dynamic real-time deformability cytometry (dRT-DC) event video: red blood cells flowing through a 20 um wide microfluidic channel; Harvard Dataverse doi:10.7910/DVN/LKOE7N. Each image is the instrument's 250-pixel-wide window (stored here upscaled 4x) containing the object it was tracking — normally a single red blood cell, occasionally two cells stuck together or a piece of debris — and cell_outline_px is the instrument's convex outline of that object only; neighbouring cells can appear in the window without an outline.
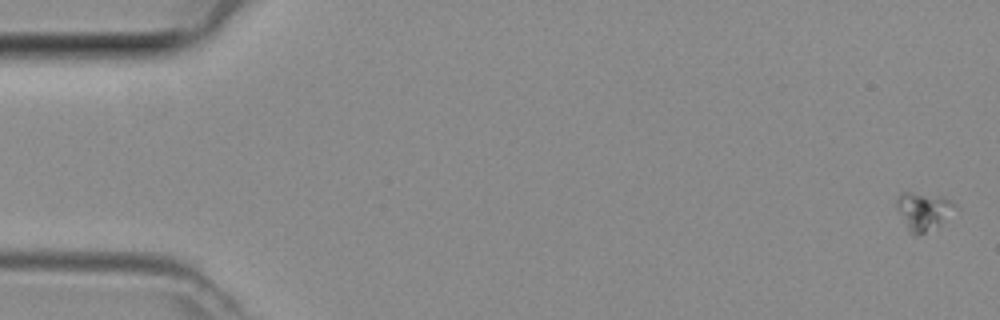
{"species": "common noctule bat (a hibernating species)", "species_latin": "Nyctalus noctula", "temperature_condition": "room temperature", "stored_images_in_passage": 3, "camera_frame_rate_fps": 3000, "um_per_image_px": 0.085, "animal": {"sex": "female", "body_mass_g": 29.2, "forearm_length_mm": 56.3}, "frame": {"image": 1, "passage_image": 1, "time_ms": 0.0, "image_size_px": [1000, 320], "cell_outline_px": [[956, 204], [940, 224], [924, 232], [908, 232], [896, 204], [896, 200], [900, 192], [912, 192], [948, 200]], "centroid_in_image_um": [78.4, 17.92], "position_along_channel_um": 6.6, "area_um2": 11.85}}